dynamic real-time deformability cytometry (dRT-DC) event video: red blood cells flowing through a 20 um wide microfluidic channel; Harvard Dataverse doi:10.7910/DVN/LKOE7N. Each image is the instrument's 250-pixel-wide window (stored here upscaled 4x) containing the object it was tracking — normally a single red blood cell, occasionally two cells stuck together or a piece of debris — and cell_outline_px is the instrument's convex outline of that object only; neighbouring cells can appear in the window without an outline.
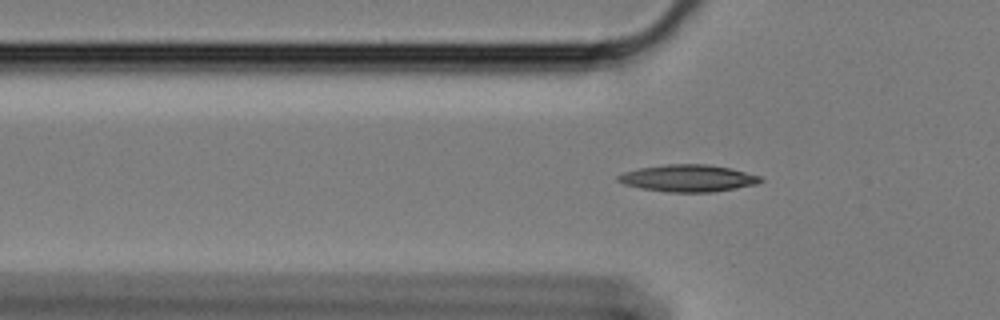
{"species": "Egyptian fruit bat (a non-hibernating species)", "species_latin": "Rousettus aegyptiacus", "temperature_condition": "cold", "stored_images_in_passage": 51, "camera_frame_rate_fps": 3000, "um_per_image_px": 0.085, "animal": {"sex": "female"}, "frame": {"image": 1, "passage_image": 18, "time_ms": 5.667, "image_size_px": [1000, 320], "cell_outline_px": [[764, 180], [756, 184], [712, 192], [668, 192], [640, 188], [624, 184], [616, 180], [616, 176], [624, 172], [640, 168], [664, 164], [708, 164], [732, 168], [760, 176]], "centroid_in_image_um": [58.47, 15.14], "position_along_channel_um": 67.3, "area_um2": 22.43}}
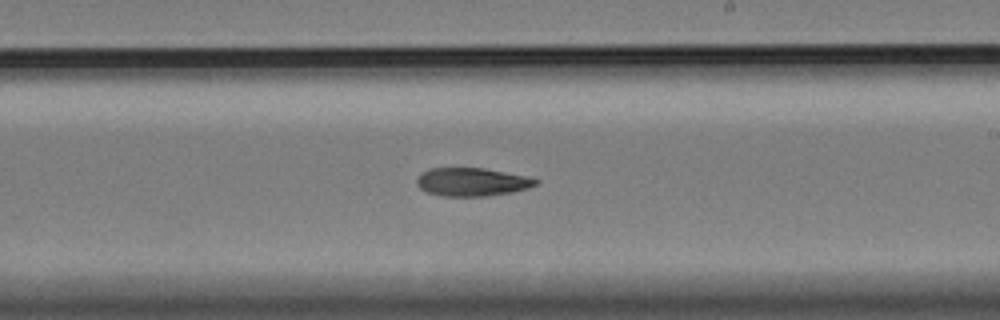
{"frame": {"image": 2, "passage_image": 34, "time_ms": 11.0, "image_size_px": [1000, 320], "cell_outline_px": [[540, 180], [536, 184], [528, 188], [512, 192], [488, 196], [440, 196], [428, 192], [420, 188], [416, 184], [416, 176], [420, 172], [428, 168], [484, 168], [524, 176]], "centroid_in_image_um": [40.05, 15.46], "position_along_channel_um": 249.0, "area_um2": 19.65}}
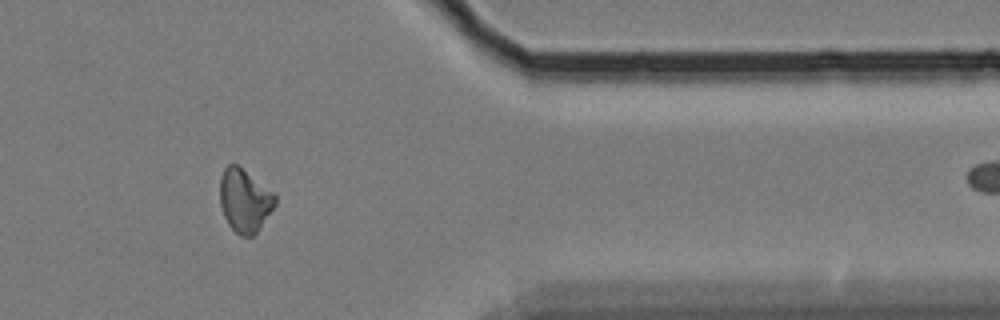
{"frame": {"image": 3, "passage_image": 48, "time_ms": 15.667, "image_size_px": [1000, 320], "cell_outline_px": [[276, 204], [256, 232], [252, 236], [240, 236], [228, 224], [224, 216], [220, 204], [220, 176], [224, 168], [228, 164], [236, 164], [272, 192], [276, 196]], "centroid_in_image_um": [20.76, 17.04], "position_along_channel_um": 390.6, "area_um2": 19.94}}